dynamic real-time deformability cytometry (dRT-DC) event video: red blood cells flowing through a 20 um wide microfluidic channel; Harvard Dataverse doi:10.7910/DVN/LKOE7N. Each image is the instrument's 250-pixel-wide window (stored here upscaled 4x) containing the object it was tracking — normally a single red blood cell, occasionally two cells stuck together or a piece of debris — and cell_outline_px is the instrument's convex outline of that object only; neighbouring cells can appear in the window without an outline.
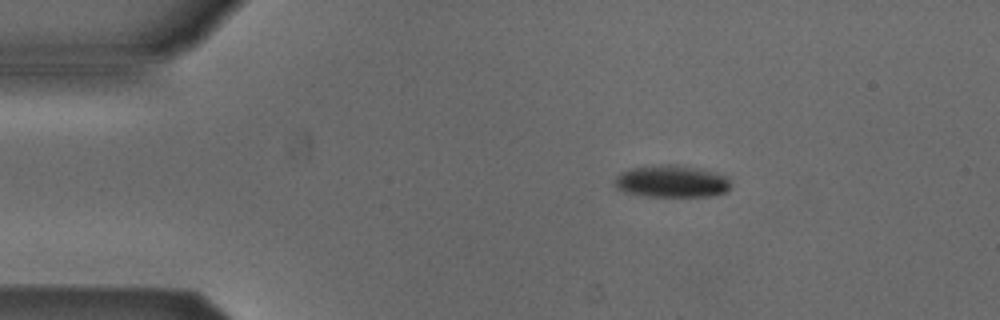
{"species": "Egyptian fruit bat (a non-hibernating species)", "species_latin": "Rousettus aegyptiacus", "temperature_condition": "cold", "stored_images_in_passage": 5, "camera_frame_rate_fps": 3000, "um_per_image_px": 0.085, "animal": {"sex": "male"}, "frame": {"image": 1, "passage_image": 2, "time_ms": 0.333, "image_size_px": [1000, 320], "cell_outline_px": [[728, 188], [724, 192], [712, 196], [644, 196], [624, 192], [616, 188], [612, 184], [612, 180], [620, 172], [628, 168], [660, 164], [680, 164], [704, 168], [728, 176]], "centroid_in_image_um": [57.02, 15.39], "position_along_channel_um": 28.0, "area_um2": 22.31}}
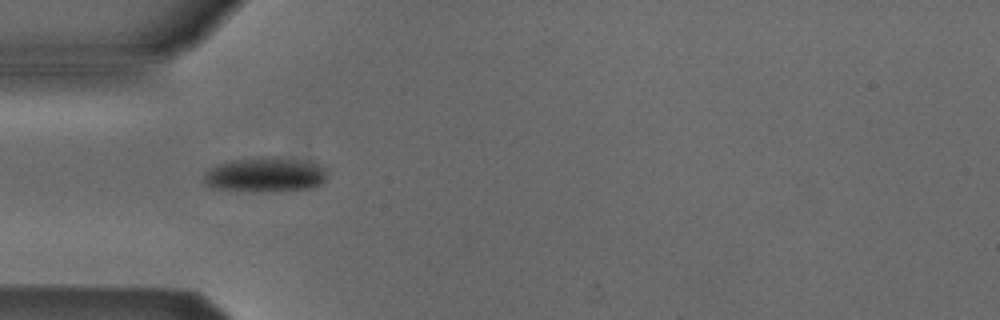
{"frame": {"image": 2, "passage_image": 4, "time_ms": 1.0, "image_size_px": [1000, 320], "cell_outline_px": [[328, 176], [320, 184], [308, 188], [276, 192], [252, 192], [212, 188], [204, 184], [204, 172], [208, 168], [216, 164], [228, 160], [260, 156], [276, 156], [300, 160], [316, 164], [324, 168], [328, 172]], "centroid_in_image_um": [22.48, 14.85], "position_along_channel_um": 62.5, "area_um2": 25.66}}
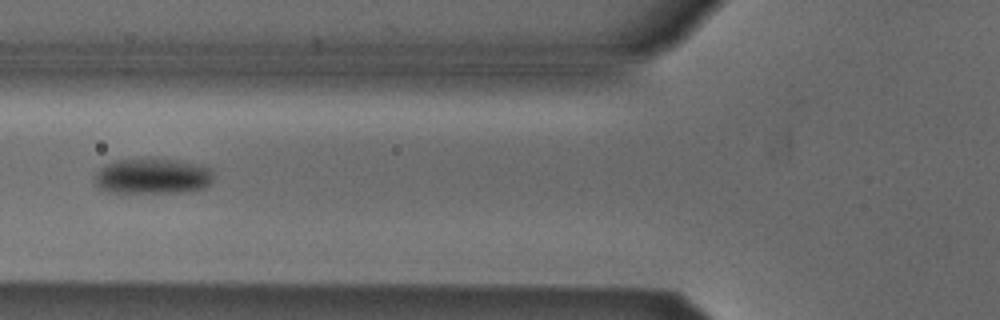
{"frame": {"image": 3, "passage_image": 5, "time_ms": 1.333, "image_size_px": [1000, 320], "cell_outline_px": [[212, 180], [204, 188], [180, 192], [124, 196], [108, 192], [100, 188], [96, 184], [96, 172], [100, 168], [116, 160], [172, 160], [212, 168]], "centroid_in_image_um": [12.9, 15.06], "position_along_channel_um": 112.9, "area_um2": 24.85}}